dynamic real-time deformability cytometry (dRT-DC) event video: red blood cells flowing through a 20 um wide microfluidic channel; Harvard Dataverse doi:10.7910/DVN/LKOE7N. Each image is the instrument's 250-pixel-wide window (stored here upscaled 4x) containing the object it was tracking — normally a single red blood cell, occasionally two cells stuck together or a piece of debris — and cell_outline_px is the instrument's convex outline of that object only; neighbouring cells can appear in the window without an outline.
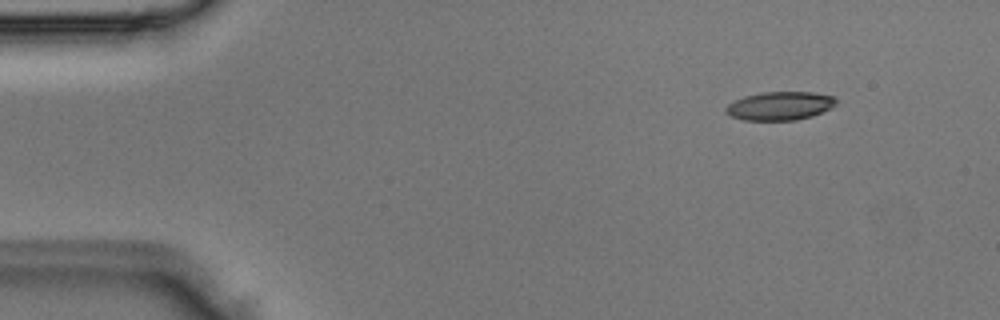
{"species": "Egyptian fruit bat (a non-hibernating species)", "species_latin": "Rousettus aegyptiacus", "temperature_condition": "room temperature", "stored_images_in_passage": 3, "segment_of_instrument_passage": [2, 2], "camera_frame_rate_fps": 3000, "um_per_image_px": 0.085, "animal": {"sex": "male"}, "frame": {"image": 1, "passage_image": 3, "time_ms": 0.667, "image_size_px": [1000, 320], "cell_outline_px": [[836, 104], [812, 116], [796, 120], [744, 120], [732, 116], [724, 112], [724, 108], [728, 104], [744, 96], [764, 92], [812, 92], [836, 96]], "centroid_in_image_um": [66.28, 8.99], "position_along_channel_um": 18.7, "area_um2": 18.21}}